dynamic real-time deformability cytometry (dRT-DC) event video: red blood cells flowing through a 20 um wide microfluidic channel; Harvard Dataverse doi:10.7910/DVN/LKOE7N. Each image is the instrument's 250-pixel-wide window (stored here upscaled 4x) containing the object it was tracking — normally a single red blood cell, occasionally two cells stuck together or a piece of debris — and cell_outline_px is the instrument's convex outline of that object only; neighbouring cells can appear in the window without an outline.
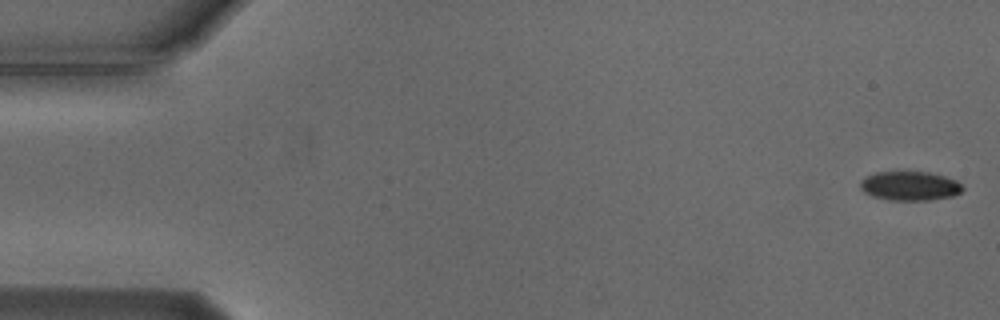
{"species": "Egyptian fruit bat (a non-hibernating species)", "species_latin": "Rousettus aegyptiacus", "temperature_condition": "cold", "stored_images_in_passage": 55, "camera_frame_rate_fps": 3000, "um_per_image_px": 0.085, "animal": {"sex": "male"}, "frame": {"image": 1, "passage_image": 1, "time_ms": 0.0, "image_size_px": [1000, 320], "cell_outline_px": [[964, 188], [960, 192], [952, 196], [928, 200], [888, 200], [872, 196], [864, 192], [860, 188], [860, 180], [864, 176], [876, 172], [928, 172], [944, 176], [956, 180]], "centroid_in_image_um": [77.29, 15.8], "position_along_channel_um": 7.7, "area_um2": 17.4}}
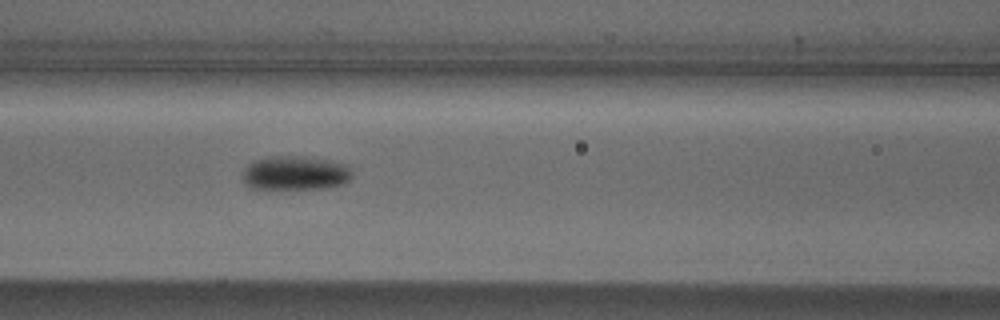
{"frame": {"image": 2, "passage_image": 23, "time_ms": 7.333, "image_size_px": [1000, 320], "cell_outline_px": [[352, 176], [344, 184], [328, 188], [252, 188], [244, 184], [244, 168], [252, 160], [268, 156], [304, 156], [332, 160], [348, 164], [352, 168]], "centroid_in_image_um": [25.14, 14.68], "position_along_channel_um": 141.5, "area_um2": 22.08}}
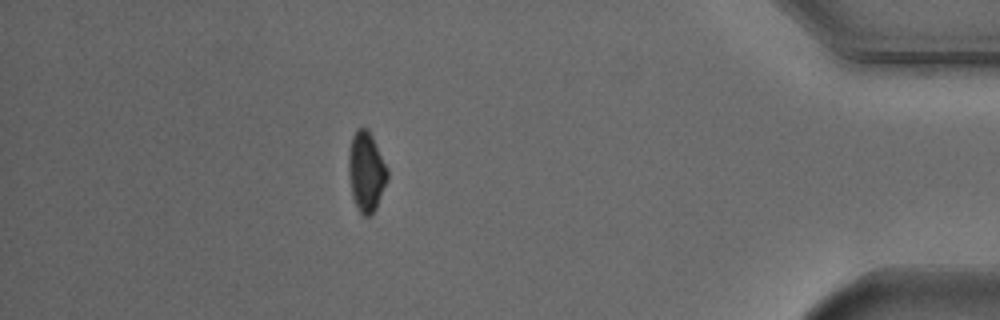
{"frame": {"image": 3, "passage_image": 48, "time_ms": 15.667, "image_size_px": [1000, 320], "cell_outline_px": [[388, 180], [376, 208], [368, 216], [364, 216], [356, 208], [352, 196], [348, 176], [348, 148], [352, 136], [356, 128], [368, 128], [388, 168]], "centroid_in_image_um": [31.11, 14.57], "position_along_channel_um": 404.1, "area_um2": 18.38}, "authors_computed_cell_mechanics": {"area_um2": 19.2474, "velocity_mm_per_s": 3.7408, "shape_relaxation_time_tau1_ms": 1.8232, "shape_relaxation_time_tau2_ms": null, "deformation_change_tau1": 0.0788, "deformation_change_tau2": null}}